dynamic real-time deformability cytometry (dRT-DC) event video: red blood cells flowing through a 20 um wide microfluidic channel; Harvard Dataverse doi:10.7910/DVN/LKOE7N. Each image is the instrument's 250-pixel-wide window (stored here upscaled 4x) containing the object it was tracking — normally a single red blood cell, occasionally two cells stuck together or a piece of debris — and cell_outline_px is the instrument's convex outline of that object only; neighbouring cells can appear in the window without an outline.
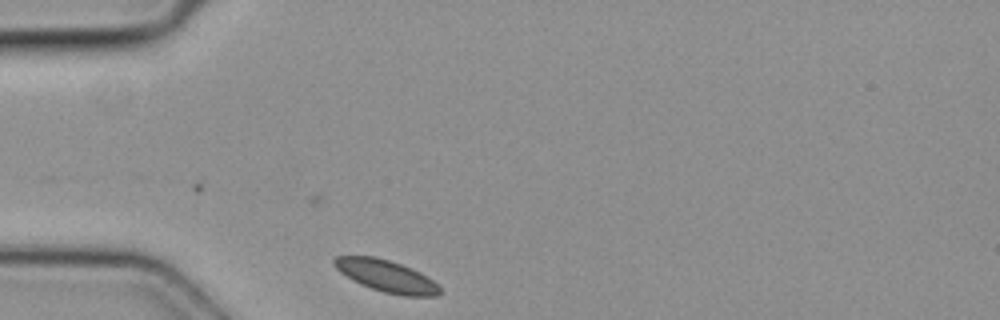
{"species": "common noctule bat (a hibernating species)", "species_latin": "Nyctalus noctula", "temperature_condition": "cold", "stored_images_in_passage": 1, "camera_frame_rate_fps": 3000, "um_per_image_px": 0.085, "animal": {"sex": "female", "body_mass_g": 19.3, "forearm_length_mm": 54.1}, "frame": {"image": 1, "passage_image": 1, "time_ms": 0.0, "image_size_px": [1000, 320], "cell_outline_px": [[440, 292], [436, 296], [404, 296], [384, 292], [360, 284], [352, 280], [340, 272], [332, 264], [332, 260], [336, 256], [376, 256], [412, 268], [428, 276], [440, 288]], "centroid_in_image_um": [32.82, 23.45], "position_along_channel_um": 52.2, "area_um2": 19.59}}